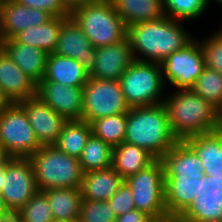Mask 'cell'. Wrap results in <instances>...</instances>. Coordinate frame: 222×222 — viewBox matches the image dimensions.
<instances>
[{"mask_svg":"<svg viewBox=\"0 0 222 222\" xmlns=\"http://www.w3.org/2000/svg\"><path fill=\"white\" fill-rule=\"evenodd\" d=\"M24 222H52L51 207L43 191L38 190L18 211Z\"/></svg>","mask_w":222,"mask_h":222,"instance_id":"obj_33","label":"cell"},{"mask_svg":"<svg viewBox=\"0 0 222 222\" xmlns=\"http://www.w3.org/2000/svg\"><path fill=\"white\" fill-rule=\"evenodd\" d=\"M54 220L78 221L82 195L80 188H57L43 190Z\"/></svg>","mask_w":222,"mask_h":222,"instance_id":"obj_27","label":"cell"},{"mask_svg":"<svg viewBox=\"0 0 222 222\" xmlns=\"http://www.w3.org/2000/svg\"><path fill=\"white\" fill-rule=\"evenodd\" d=\"M10 158L4 147L0 144V166L4 165Z\"/></svg>","mask_w":222,"mask_h":222,"instance_id":"obj_42","label":"cell"},{"mask_svg":"<svg viewBox=\"0 0 222 222\" xmlns=\"http://www.w3.org/2000/svg\"><path fill=\"white\" fill-rule=\"evenodd\" d=\"M91 135L92 127L88 122L83 120H68L53 145L62 152L79 158Z\"/></svg>","mask_w":222,"mask_h":222,"instance_id":"obj_28","label":"cell"},{"mask_svg":"<svg viewBox=\"0 0 222 222\" xmlns=\"http://www.w3.org/2000/svg\"><path fill=\"white\" fill-rule=\"evenodd\" d=\"M0 144L10 157L28 158L42 147L24 108L8 103L0 111Z\"/></svg>","mask_w":222,"mask_h":222,"instance_id":"obj_8","label":"cell"},{"mask_svg":"<svg viewBox=\"0 0 222 222\" xmlns=\"http://www.w3.org/2000/svg\"><path fill=\"white\" fill-rule=\"evenodd\" d=\"M9 209L7 208L5 201L0 193V213H9Z\"/></svg>","mask_w":222,"mask_h":222,"instance_id":"obj_45","label":"cell"},{"mask_svg":"<svg viewBox=\"0 0 222 222\" xmlns=\"http://www.w3.org/2000/svg\"><path fill=\"white\" fill-rule=\"evenodd\" d=\"M28 158L38 190L80 188L84 172L78 158L62 152L54 145H42Z\"/></svg>","mask_w":222,"mask_h":222,"instance_id":"obj_5","label":"cell"},{"mask_svg":"<svg viewBox=\"0 0 222 222\" xmlns=\"http://www.w3.org/2000/svg\"><path fill=\"white\" fill-rule=\"evenodd\" d=\"M23 6L47 11L53 17L70 16L63 0H15Z\"/></svg>","mask_w":222,"mask_h":222,"instance_id":"obj_37","label":"cell"},{"mask_svg":"<svg viewBox=\"0 0 222 222\" xmlns=\"http://www.w3.org/2000/svg\"><path fill=\"white\" fill-rule=\"evenodd\" d=\"M128 38L96 49V62L92 78L119 80L127 68L134 62Z\"/></svg>","mask_w":222,"mask_h":222,"instance_id":"obj_17","label":"cell"},{"mask_svg":"<svg viewBox=\"0 0 222 222\" xmlns=\"http://www.w3.org/2000/svg\"><path fill=\"white\" fill-rule=\"evenodd\" d=\"M100 0H63L66 8L72 12L78 7H82L84 5H87L89 3H94Z\"/></svg>","mask_w":222,"mask_h":222,"instance_id":"obj_39","label":"cell"},{"mask_svg":"<svg viewBox=\"0 0 222 222\" xmlns=\"http://www.w3.org/2000/svg\"><path fill=\"white\" fill-rule=\"evenodd\" d=\"M165 175V206L170 214L180 216L193 202L205 176L195 151L177 141L160 159Z\"/></svg>","mask_w":222,"mask_h":222,"instance_id":"obj_1","label":"cell"},{"mask_svg":"<svg viewBox=\"0 0 222 222\" xmlns=\"http://www.w3.org/2000/svg\"><path fill=\"white\" fill-rule=\"evenodd\" d=\"M8 100L5 98V96L1 93L0 90V111L8 104Z\"/></svg>","mask_w":222,"mask_h":222,"instance_id":"obj_46","label":"cell"},{"mask_svg":"<svg viewBox=\"0 0 222 222\" xmlns=\"http://www.w3.org/2000/svg\"><path fill=\"white\" fill-rule=\"evenodd\" d=\"M191 90L218 111L222 109V75L220 73L206 67Z\"/></svg>","mask_w":222,"mask_h":222,"instance_id":"obj_32","label":"cell"},{"mask_svg":"<svg viewBox=\"0 0 222 222\" xmlns=\"http://www.w3.org/2000/svg\"><path fill=\"white\" fill-rule=\"evenodd\" d=\"M52 222H77V221H63V220H53Z\"/></svg>","mask_w":222,"mask_h":222,"instance_id":"obj_52","label":"cell"},{"mask_svg":"<svg viewBox=\"0 0 222 222\" xmlns=\"http://www.w3.org/2000/svg\"><path fill=\"white\" fill-rule=\"evenodd\" d=\"M219 121H220V126L222 128V109L219 111Z\"/></svg>","mask_w":222,"mask_h":222,"instance_id":"obj_49","label":"cell"},{"mask_svg":"<svg viewBox=\"0 0 222 222\" xmlns=\"http://www.w3.org/2000/svg\"><path fill=\"white\" fill-rule=\"evenodd\" d=\"M183 23L164 16L128 26L126 37L134 60L161 63L169 55L185 47L195 35Z\"/></svg>","mask_w":222,"mask_h":222,"instance_id":"obj_2","label":"cell"},{"mask_svg":"<svg viewBox=\"0 0 222 222\" xmlns=\"http://www.w3.org/2000/svg\"><path fill=\"white\" fill-rule=\"evenodd\" d=\"M209 0H164L166 16L182 22L202 18L210 8Z\"/></svg>","mask_w":222,"mask_h":222,"instance_id":"obj_31","label":"cell"},{"mask_svg":"<svg viewBox=\"0 0 222 222\" xmlns=\"http://www.w3.org/2000/svg\"><path fill=\"white\" fill-rule=\"evenodd\" d=\"M88 75L83 66L75 59L49 53L46 72L41 81H52L70 86L84 87Z\"/></svg>","mask_w":222,"mask_h":222,"instance_id":"obj_22","label":"cell"},{"mask_svg":"<svg viewBox=\"0 0 222 222\" xmlns=\"http://www.w3.org/2000/svg\"><path fill=\"white\" fill-rule=\"evenodd\" d=\"M2 45H3V38L1 35V27H0V50L2 49Z\"/></svg>","mask_w":222,"mask_h":222,"instance_id":"obj_50","label":"cell"},{"mask_svg":"<svg viewBox=\"0 0 222 222\" xmlns=\"http://www.w3.org/2000/svg\"><path fill=\"white\" fill-rule=\"evenodd\" d=\"M149 222H182L178 215L166 213L158 217H152Z\"/></svg>","mask_w":222,"mask_h":222,"instance_id":"obj_40","label":"cell"},{"mask_svg":"<svg viewBox=\"0 0 222 222\" xmlns=\"http://www.w3.org/2000/svg\"><path fill=\"white\" fill-rule=\"evenodd\" d=\"M52 17L47 11L23 6L15 0H4L0 12L2 38L11 39L22 30L45 24Z\"/></svg>","mask_w":222,"mask_h":222,"instance_id":"obj_18","label":"cell"},{"mask_svg":"<svg viewBox=\"0 0 222 222\" xmlns=\"http://www.w3.org/2000/svg\"><path fill=\"white\" fill-rule=\"evenodd\" d=\"M212 177L222 181V128H221V166H220V171L215 173V175H212Z\"/></svg>","mask_w":222,"mask_h":222,"instance_id":"obj_43","label":"cell"},{"mask_svg":"<svg viewBox=\"0 0 222 222\" xmlns=\"http://www.w3.org/2000/svg\"><path fill=\"white\" fill-rule=\"evenodd\" d=\"M221 25H222V23H221ZM215 31L218 32L220 34V36H222V26H220V28L218 30H215Z\"/></svg>","mask_w":222,"mask_h":222,"instance_id":"obj_51","label":"cell"},{"mask_svg":"<svg viewBox=\"0 0 222 222\" xmlns=\"http://www.w3.org/2000/svg\"><path fill=\"white\" fill-rule=\"evenodd\" d=\"M96 49L76 22L69 17L60 28L53 53L77 60L88 77H91L96 62Z\"/></svg>","mask_w":222,"mask_h":222,"instance_id":"obj_14","label":"cell"},{"mask_svg":"<svg viewBox=\"0 0 222 222\" xmlns=\"http://www.w3.org/2000/svg\"><path fill=\"white\" fill-rule=\"evenodd\" d=\"M76 22L95 48L116 44L126 38L127 27L111 0H100L73 10Z\"/></svg>","mask_w":222,"mask_h":222,"instance_id":"obj_6","label":"cell"},{"mask_svg":"<svg viewBox=\"0 0 222 222\" xmlns=\"http://www.w3.org/2000/svg\"><path fill=\"white\" fill-rule=\"evenodd\" d=\"M199 157L204 174L215 175L221 166V128L216 131L202 133L184 140Z\"/></svg>","mask_w":222,"mask_h":222,"instance_id":"obj_24","label":"cell"},{"mask_svg":"<svg viewBox=\"0 0 222 222\" xmlns=\"http://www.w3.org/2000/svg\"><path fill=\"white\" fill-rule=\"evenodd\" d=\"M125 181L132 191L135 209L152 217L168 213L165 206V175L159 159Z\"/></svg>","mask_w":222,"mask_h":222,"instance_id":"obj_11","label":"cell"},{"mask_svg":"<svg viewBox=\"0 0 222 222\" xmlns=\"http://www.w3.org/2000/svg\"><path fill=\"white\" fill-rule=\"evenodd\" d=\"M4 222H24V220L18 212L10 211L6 215Z\"/></svg>","mask_w":222,"mask_h":222,"instance_id":"obj_41","label":"cell"},{"mask_svg":"<svg viewBox=\"0 0 222 222\" xmlns=\"http://www.w3.org/2000/svg\"><path fill=\"white\" fill-rule=\"evenodd\" d=\"M126 27L166 16L164 0H111Z\"/></svg>","mask_w":222,"mask_h":222,"instance_id":"obj_25","label":"cell"},{"mask_svg":"<svg viewBox=\"0 0 222 222\" xmlns=\"http://www.w3.org/2000/svg\"><path fill=\"white\" fill-rule=\"evenodd\" d=\"M117 216L107 201H81L77 222H116Z\"/></svg>","mask_w":222,"mask_h":222,"instance_id":"obj_34","label":"cell"},{"mask_svg":"<svg viewBox=\"0 0 222 222\" xmlns=\"http://www.w3.org/2000/svg\"><path fill=\"white\" fill-rule=\"evenodd\" d=\"M129 109L119 80L88 78L83 87V121L91 124L100 118L127 113Z\"/></svg>","mask_w":222,"mask_h":222,"instance_id":"obj_9","label":"cell"},{"mask_svg":"<svg viewBox=\"0 0 222 222\" xmlns=\"http://www.w3.org/2000/svg\"><path fill=\"white\" fill-rule=\"evenodd\" d=\"M165 85L173 90H189L206 68L203 50L195 37L185 47L172 53L161 63ZM171 86V87H170Z\"/></svg>","mask_w":222,"mask_h":222,"instance_id":"obj_10","label":"cell"},{"mask_svg":"<svg viewBox=\"0 0 222 222\" xmlns=\"http://www.w3.org/2000/svg\"><path fill=\"white\" fill-rule=\"evenodd\" d=\"M177 141L163 104L130 107L124 142L141 147L160 159Z\"/></svg>","mask_w":222,"mask_h":222,"instance_id":"obj_4","label":"cell"},{"mask_svg":"<svg viewBox=\"0 0 222 222\" xmlns=\"http://www.w3.org/2000/svg\"><path fill=\"white\" fill-rule=\"evenodd\" d=\"M0 90L9 103L37 96V83L0 50Z\"/></svg>","mask_w":222,"mask_h":222,"instance_id":"obj_19","label":"cell"},{"mask_svg":"<svg viewBox=\"0 0 222 222\" xmlns=\"http://www.w3.org/2000/svg\"><path fill=\"white\" fill-rule=\"evenodd\" d=\"M8 213H0V222H4L5 217Z\"/></svg>","mask_w":222,"mask_h":222,"instance_id":"obj_48","label":"cell"},{"mask_svg":"<svg viewBox=\"0 0 222 222\" xmlns=\"http://www.w3.org/2000/svg\"><path fill=\"white\" fill-rule=\"evenodd\" d=\"M70 16L52 17L45 24L29 27L17 33L13 39L16 42L27 44L48 53H53L59 38L62 24Z\"/></svg>","mask_w":222,"mask_h":222,"instance_id":"obj_26","label":"cell"},{"mask_svg":"<svg viewBox=\"0 0 222 222\" xmlns=\"http://www.w3.org/2000/svg\"><path fill=\"white\" fill-rule=\"evenodd\" d=\"M112 150L109 144L92 134L78 158L83 172L111 168Z\"/></svg>","mask_w":222,"mask_h":222,"instance_id":"obj_29","label":"cell"},{"mask_svg":"<svg viewBox=\"0 0 222 222\" xmlns=\"http://www.w3.org/2000/svg\"><path fill=\"white\" fill-rule=\"evenodd\" d=\"M125 179L112 167L85 172L80 191L83 200L108 201Z\"/></svg>","mask_w":222,"mask_h":222,"instance_id":"obj_21","label":"cell"},{"mask_svg":"<svg viewBox=\"0 0 222 222\" xmlns=\"http://www.w3.org/2000/svg\"><path fill=\"white\" fill-rule=\"evenodd\" d=\"M198 38L203 50L206 67L222 75V36L216 31Z\"/></svg>","mask_w":222,"mask_h":222,"instance_id":"obj_35","label":"cell"},{"mask_svg":"<svg viewBox=\"0 0 222 222\" xmlns=\"http://www.w3.org/2000/svg\"><path fill=\"white\" fill-rule=\"evenodd\" d=\"M107 202L116 216L135 209L132 191L126 181Z\"/></svg>","mask_w":222,"mask_h":222,"instance_id":"obj_36","label":"cell"},{"mask_svg":"<svg viewBox=\"0 0 222 222\" xmlns=\"http://www.w3.org/2000/svg\"><path fill=\"white\" fill-rule=\"evenodd\" d=\"M127 113L110 115L94 120L90 125L92 134L112 148L125 141Z\"/></svg>","mask_w":222,"mask_h":222,"instance_id":"obj_30","label":"cell"},{"mask_svg":"<svg viewBox=\"0 0 222 222\" xmlns=\"http://www.w3.org/2000/svg\"><path fill=\"white\" fill-rule=\"evenodd\" d=\"M25 110L29 123L41 145H53L68 119L56 113L38 96L18 102Z\"/></svg>","mask_w":222,"mask_h":222,"instance_id":"obj_15","label":"cell"},{"mask_svg":"<svg viewBox=\"0 0 222 222\" xmlns=\"http://www.w3.org/2000/svg\"><path fill=\"white\" fill-rule=\"evenodd\" d=\"M37 96L68 120H82L83 87L40 81L37 84Z\"/></svg>","mask_w":222,"mask_h":222,"instance_id":"obj_16","label":"cell"},{"mask_svg":"<svg viewBox=\"0 0 222 222\" xmlns=\"http://www.w3.org/2000/svg\"><path fill=\"white\" fill-rule=\"evenodd\" d=\"M119 82L129 107L162 104L168 92L161 65L156 62L135 60L120 77Z\"/></svg>","mask_w":222,"mask_h":222,"instance_id":"obj_7","label":"cell"},{"mask_svg":"<svg viewBox=\"0 0 222 222\" xmlns=\"http://www.w3.org/2000/svg\"><path fill=\"white\" fill-rule=\"evenodd\" d=\"M182 222H222V181L200 178V188L191 205L179 216Z\"/></svg>","mask_w":222,"mask_h":222,"instance_id":"obj_13","label":"cell"},{"mask_svg":"<svg viewBox=\"0 0 222 222\" xmlns=\"http://www.w3.org/2000/svg\"><path fill=\"white\" fill-rule=\"evenodd\" d=\"M151 218L148 213L134 209L117 216L116 222H149Z\"/></svg>","mask_w":222,"mask_h":222,"instance_id":"obj_38","label":"cell"},{"mask_svg":"<svg viewBox=\"0 0 222 222\" xmlns=\"http://www.w3.org/2000/svg\"><path fill=\"white\" fill-rule=\"evenodd\" d=\"M2 49L37 84L43 79L46 72L48 52L16 42L13 38L3 40Z\"/></svg>","mask_w":222,"mask_h":222,"instance_id":"obj_20","label":"cell"},{"mask_svg":"<svg viewBox=\"0 0 222 222\" xmlns=\"http://www.w3.org/2000/svg\"><path fill=\"white\" fill-rule=\"evenodd\" d=\"M38 191L29 158L11 157L5 163L1 195L9 211L18 212Z\"/></svg>","mask_w":222,"mask_h":222,"instance_id":"obj_12","label":"cell"},{"mask_svg":"<svg viewBox=\"0 0 222 222\" xmlns=\"http://www.w3.org/2000/svg\"><path fill=\"white\" fill-rule=\"evenodd\" d=\"M5 179V164L0 166V193Z\"/></svg>","mask_w":222,"mask_h":222,"instance_id":"obj_44","label":"cell"},{"mask_svg":"<svg viewBox=\"0 0 222 222\" xmlns=\"http://www.w3.org/2000/svg\"><path fill=\"white\" fill-rule=\"evenodd\" d=\"M4 0H0V12H1V8L3 6Z\"/></svg>","mask_w":222,"mask_h":222,"instance_id":"obj_53","label":"cell"},{"mask_svg":"<svg viewBox=\"0 0 222 222\" xmlns=\"http://www.w3.org/2000/svg\"><path fill=\"white\" fill-rule=\"evenodd\" d=\"M210 3L213 4L215 3L217 6L219 5V7H222V0H209Z\"/></svg>","mask_w":222,"mask_h":222,"instance_id":"obj_47","label":"cell"},{"mask_svg":"<svg viewBox=\"0 0 222 222\" xmlns=\"http://www.w3.org/2000/svg\"><path fill=\"white\" fill-rule=\"evenodd\" d=\"M168 91L163 99L169 124L178 141L221 128L219 111L191 89Z\"/></svg>","mask_w":222,"mask_h":222,"instance_id":"obj_3","label":"cell"},{"mask_svg":"<svg viewBox=\"0 0 222 222\" xmlns=\"http://www.w3.org/2000/svg\"><path fill=\"white\" fill-rule=\"evenodd\" d=\"M156 160L147 150L127 142L115 146L112 150V168L125 180L146 169Z\"/></svg>","mask_w":222,"mask_h":222,"instance_id":"obj_23","label":"cell"}]
</instances>
